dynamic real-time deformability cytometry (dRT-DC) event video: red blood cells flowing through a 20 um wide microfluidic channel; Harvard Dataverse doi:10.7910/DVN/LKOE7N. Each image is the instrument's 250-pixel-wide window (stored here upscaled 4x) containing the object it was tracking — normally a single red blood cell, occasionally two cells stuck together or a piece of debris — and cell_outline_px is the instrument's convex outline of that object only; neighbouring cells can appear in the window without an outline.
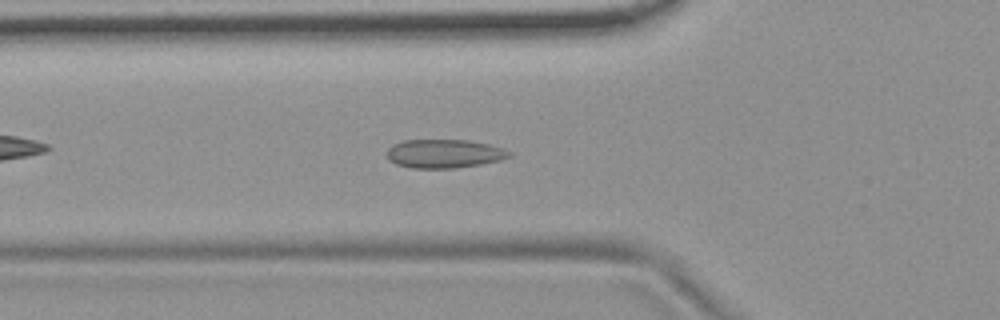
{"species": "common noctule bat (a hibernating species)", "species_latin": "Nyctalus noctula", "temperature_condition": "room temperature", "stored_images_in_passage": 41, "camera_frame_rate_fps": 3000, "um_per_image_px": 0.085, "animal": {"sex": "female", "body_mass_g": 19.9}, "frame": {"image": 1, "passage_image": 6, "time_ms": 1.667, "image_size_px": [1000, 320], "cell_outline_px": [[512, 156], [500, 160], [480, 164], [456, 168], [412, 168], [396, 164], [388, 160], [388, 148], [392, 144], [404, 140], [468, 140], [488, 144], [504, 148], [512, 152]], "centroid_in_image_um": [37.77, 13.06], "position_along_channel_um": 88.0, "area_um2": 20.52}}
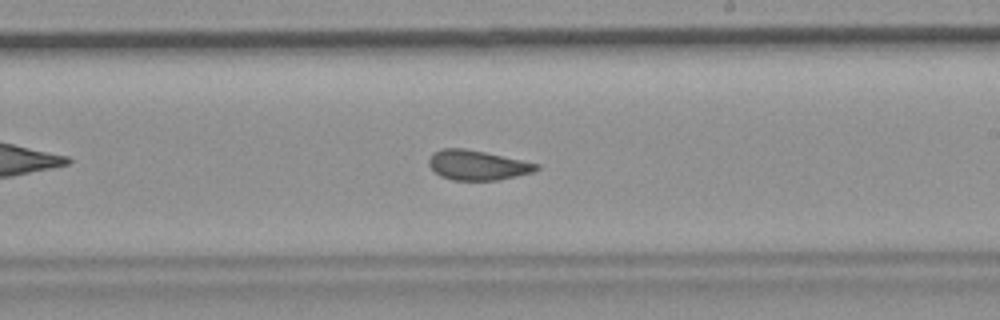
{"frame": {"image": 2, "passage_image": 19, "time_ms": 6.0, "image_size_px": [1000, 320], "cell_outline_px": [[540, 168], [532, 172], [516, 176], [496, 180], [452, 180], [440, 176], [428, 164], [428, 160], [432, 152], [440, 148], [464, 148], [484, 152], [540, 164]], "centroid_in_image_um": [40.54, 14.03], "position_along_channel_um": 248.5, "area_um2": 18.61}}
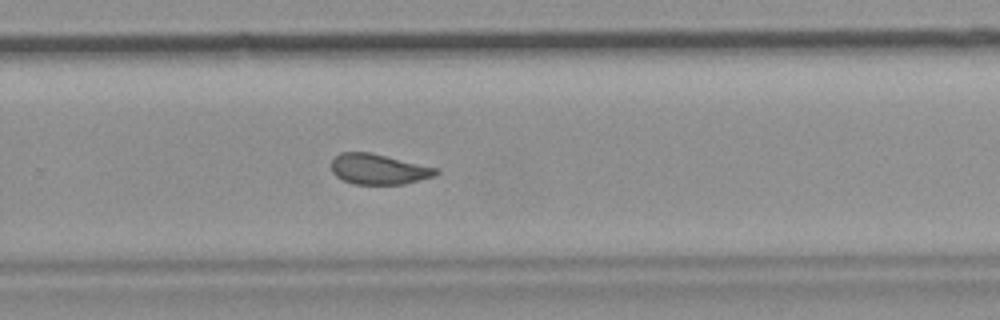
{"frame": {"image": 3, "passage_image": 23, "time_ms": 7.333, "image_size_px": [1000, 320], "cell_outline_px": [[440, 172], [436, 176], [404, 184], [352, 184], [336, 176], [332, 172], [332, 160], [340, 152], [368, 152], [436, 168]], "centroid_in_image_um": [32.17, 14.39], "position_along_channel_um": 297.6, "area_um2": 18.32}, "authors_computed_cell_mechanics": {"area_um2": 19.1896, "velocity_mm_per_s": 3.7044, "shape_relaxation_time_tau1_ms": null, "shape_relaxation_time_tau2_ms": 1.4796, "deformation_change_tau1": null, "deformation_change_tau2": 0.0705}}